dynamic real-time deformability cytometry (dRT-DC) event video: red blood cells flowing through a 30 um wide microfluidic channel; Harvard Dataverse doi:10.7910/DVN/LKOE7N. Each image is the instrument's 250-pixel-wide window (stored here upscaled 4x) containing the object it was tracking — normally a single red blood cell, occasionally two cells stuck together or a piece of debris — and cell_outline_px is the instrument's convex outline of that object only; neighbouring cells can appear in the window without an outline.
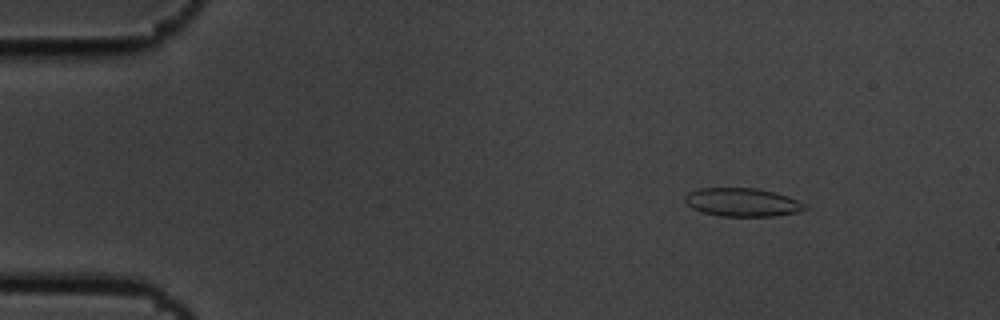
{"species": "common noctule bat (a hibernating species)", "species_latin": "Nyctalus noctula", "temperature_condition": "cold", "stored_images_in_passage": 8, "camera_frame_rate_fps": 3000, "um_per_image_px": 0.085, "animal": {"sex": "male", "body_mass_g": 19.5, "forearm_length_mm": 54.6}, "frame": {"image": 1, "passage_image": 2, "time_ms": 0.333, "image_size_px": [1000, 320], "cell_outline_px": [[808, 208], [796, 212], [772, 216], [720, 216], [700, 212], [692, 208], [684, 200], [684, 196], [688, 192], [700, 188], [756, 188], [788, 196], [804, 204]], "centroid_in_image_um": [63.04, 17.19], "position_along_channel_um": 22.0, "area_um2": 19.71}}
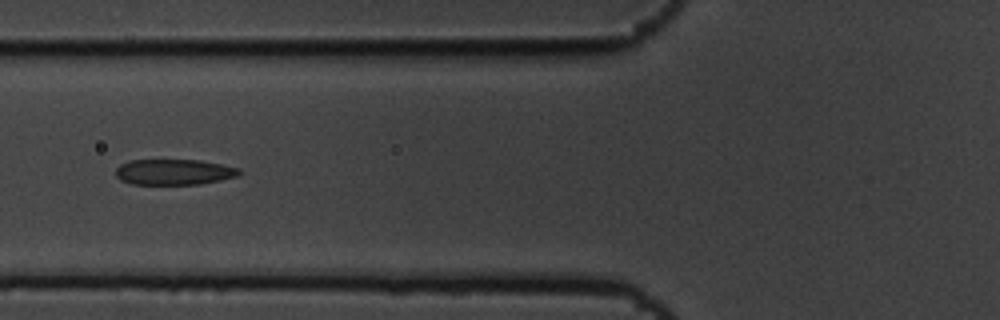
{"frame": {"image": 2, "passage_image": 6, "time_ms": 1.667, "image_size_px": [1000, 320], "cell_outline_px": [[244, 172], [236, 176], [220, 180], [200, 184], [132, 184], [120, 180], [116, 176], [116, 168], [120, 164], [132, 160], [200, 160], [240, 168]], "centroid_in_image_um": [14.8, 14.62], "position_along_channel_um": 111.0, "area_um2": 18.5}}
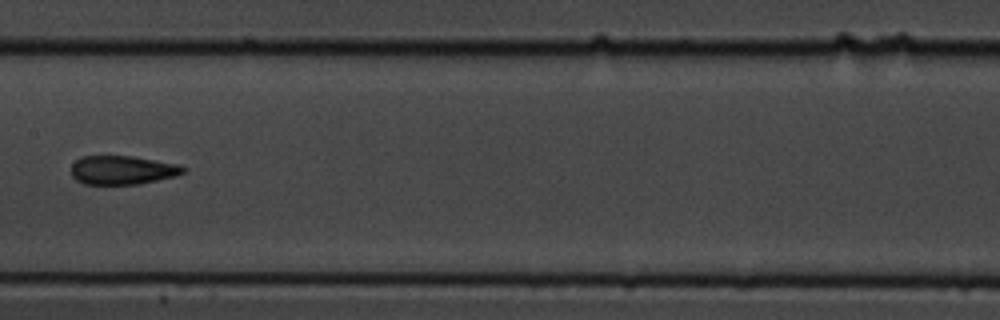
{"frame": {"image": 3, "passage_image": 8, "time_ms": 2.333, "image_size_px": [1000, 320], "cell_outline_px": [[188, 168], [184, 172], [176, 176], [136, 184], [84, 184], [76, 180], [72, 176], [72, 164], [76, 160], [84, 156], [132, 156], [180, 164]], "centroid_in_image_um": [10.43, 14.45], "position_along_channel_um": 197.0, "area_um2": 18.79}}